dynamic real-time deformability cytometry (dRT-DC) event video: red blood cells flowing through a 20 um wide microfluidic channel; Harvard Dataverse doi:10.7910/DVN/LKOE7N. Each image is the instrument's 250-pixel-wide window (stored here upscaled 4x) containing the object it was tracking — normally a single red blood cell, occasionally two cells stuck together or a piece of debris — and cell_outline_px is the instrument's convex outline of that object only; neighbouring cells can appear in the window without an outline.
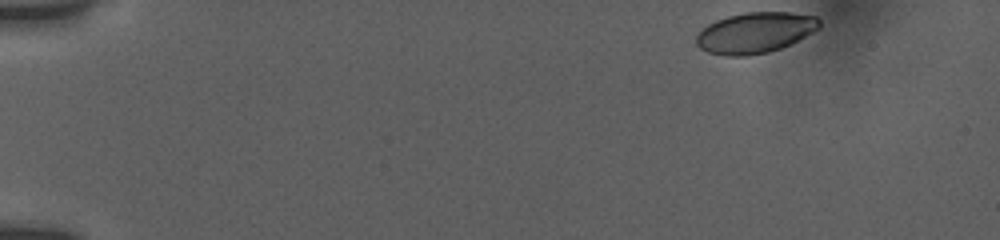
{"species": "human", "species_latin": "Homo sapiens", "temperature_condition": "room temperature", "stored_images_in_passage": 56, "camera_frame_rate_fps": 3000, "um_per_image_px": 0.085, "donor": {"sex": "female"}, "frame": {"image": 1, "passage_image": 1, "time_ms": 0.0, "image_size_px": [1000, 240], "cell_outline_px": [[820, 28], [780, 48], [768, 52], [748, 56], [724, 56], [708, 52], [700, 48], [696, 44], [696, 36], [708, 24], [716, 20], [728, 16], [744, 12], [788, 12], [816, 16], [820, 20]], "centroid_in_image_um": [64.16, 2.78], "position_along_channel_um": 20.8, "area_um2": 29.07}}
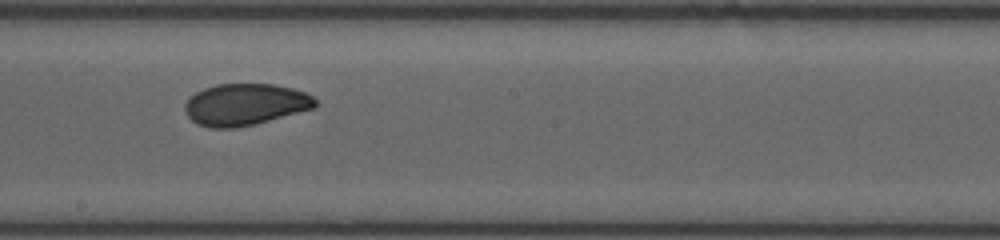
{"frame": {"image": 2, "passage_image": 27, "time_ms": 8.667, "image_size_px": [1000, 240], "cell_outline_px": [[316, 104], [312, 108], [268, 120], [252, 124], [232, 128], [208, 128], [196, 124], [184, 112], [184, 104], [196, 92], [204, 88], [216, 84], [276, 84], [292, 88], [304, 92], [312, 96], [316, 100]], "centroid_in_image_um": [20.78, 8.87], "position_along_channel_um": 227.4, "area_um2": 31.39}}
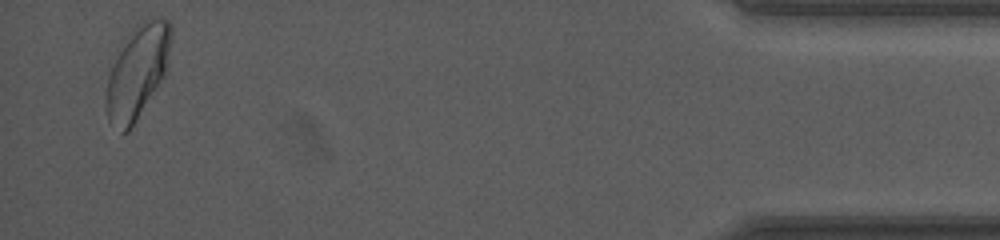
{"frame": {"image": 3, "passage_image": 54, "time_ms": 15.667, "image_size_px": [1000, 240], "cell_outline_px": [[172, 36], [168, 72], [128, 132], [124, 132], [108, 120], [104, 108], [104, 96], [108, 76], [112, 64], [128, 40], [140, 24], [148, 16], [160, 16], [168, 20], [172, 24]], "centroid_in_image_um": [11.73, 6.1], "position_along_channel_um": 423.5, "area_um2": 35.2}, "authors_computed_cell_mechanics": {"area_um2": 32.0212, "velocity_mm_per_s": 3.7966, "shape_relaxation_time_tau1_ms": 5.9414, "shape_relaxation_time_tau2_ms": 1.8002, "deformation_change_tau1": 0.1321, "deformation_change_tau2": 0.0497}}